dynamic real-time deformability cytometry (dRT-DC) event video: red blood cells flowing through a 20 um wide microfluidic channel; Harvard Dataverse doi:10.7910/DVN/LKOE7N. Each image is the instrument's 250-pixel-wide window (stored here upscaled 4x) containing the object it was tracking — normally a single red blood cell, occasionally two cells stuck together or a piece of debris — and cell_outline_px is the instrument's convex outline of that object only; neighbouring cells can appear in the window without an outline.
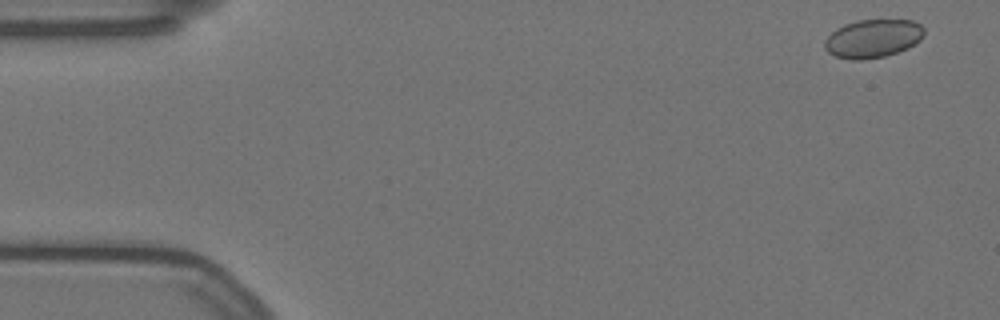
{"species": "Egyptian fruit bat (a non-hibernating species)", "species_latin": "Rousettus aegyptiacus", "temperature_condition": "warm", "stored_images_in_passage": 15, "camera_frame_rate_fps": 3000, "um_per_image_px": 0.085, "animal": {"sex": "female"}, "frame": {"image": 1, "passage_image": 3, "time_ms": 0.667, "image_size_px": [1000, 320], "cell_outline_px": [[924, 36], [920, 40], [908, 48], [884, 56], [860, 60], [852, 60], [836, 56], [828, 52], [824, 48], [824, 40], [836, 28], [844, 24], [856, 20], [912, 20], [920, 24], [924, 28]], "centroid_in_image_um": [74.19, 3.26], "position_along_channel_um": 10.8, "area_um2": 22.25}}
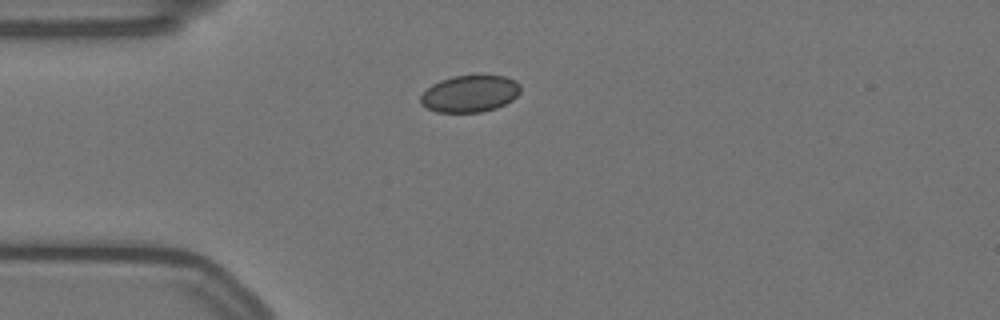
{"frame": {"image": 2, "passage_image": 15, "time_ms": 4.667, "image_size_px": [1000, 320], "cell_outline_px": [[520, 92], [512, 100], [496, 108], [480, 112], [436, 112], [420, 104], [420, 96], [432, 84], [440, 80], [452, 76], [480, 72], [504, 76], [516, 80], [520, 84]], "centroid_in_image_um": [39.96, 7.91], "position_along_channel_um": 45.0, "area_um2": 22.14}}